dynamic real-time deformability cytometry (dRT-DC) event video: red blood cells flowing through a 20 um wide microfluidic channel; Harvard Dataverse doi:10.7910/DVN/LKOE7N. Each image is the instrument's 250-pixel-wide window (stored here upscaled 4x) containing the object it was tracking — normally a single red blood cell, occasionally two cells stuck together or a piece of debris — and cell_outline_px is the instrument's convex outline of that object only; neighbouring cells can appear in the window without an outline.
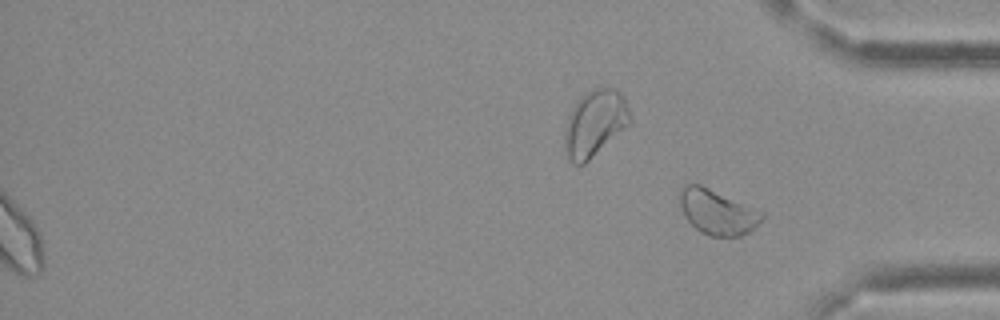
{"species": "Egyptian fruit bat (a non-hibernating species)", "species_latin": "Rousettus aegyptiacus", "temperature_condition": "cold", "stored_images_in_passage": 36, "segment_of_instrument_passage": [2, 2], "camera_frame_rate_fps": 3000, "um_per_image_px": 0.085, "frame": {"image": 1, "passage_image": 36, "time_ms": 11.667, "image_size_px": [1000, 320], "cell_outline_px": [[764, 216], [748, 232], [740, 236], [708, 236], [700, 232], [688, 220], [680, 204], [680, 192], [688, 184], [700, 184], [764, 212]], "centroid_in_image_um": [60.98, 18.03], "position_along_channel_um": 374.2, "area_um2": 20.98}}